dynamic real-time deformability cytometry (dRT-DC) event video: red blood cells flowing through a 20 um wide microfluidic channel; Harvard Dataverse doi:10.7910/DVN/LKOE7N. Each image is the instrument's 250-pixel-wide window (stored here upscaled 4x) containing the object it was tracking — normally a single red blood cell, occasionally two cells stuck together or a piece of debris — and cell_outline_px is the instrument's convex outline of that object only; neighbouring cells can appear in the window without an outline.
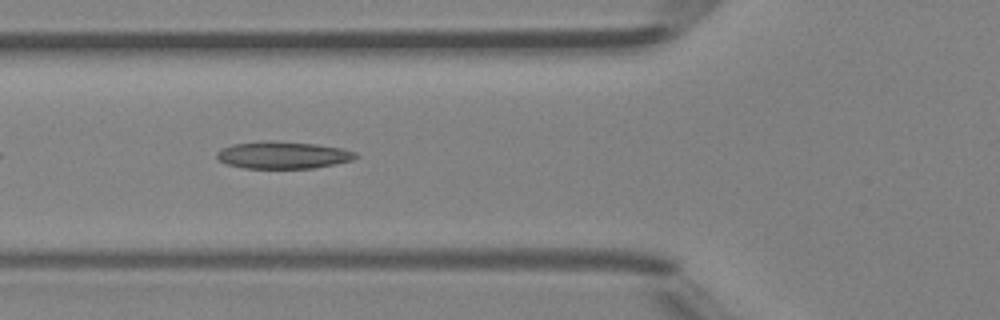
{"species": "Egyptian fruit bat (a non-hibernating species)", "species_latin": "Rousettus aegyptiacus", "temperature_condition": "room temperature", "stored_images_in_passage": 35, "camera_frame_rate_fps": 3000, "um_per_image_px": 0.085, "animal": {"sex": "female"}, "frame": {"image": 1, "passage_image": 5, "time_ms": 1.333, "image_size_px": [1000, 320], "cell_outline_px": [[360, 156], [352, 160], [312, 168], [244, 168], [228, 164], [220, 160], [216, 156], [216, 152], [232, 144], [260, 140], [272, 140], [316, 144], [344, 148], [356, 152]], "centroid_in_image_um": [24.07, 13.16], "position_along_channel_um": 101.7, "area_um2": 22.08}}
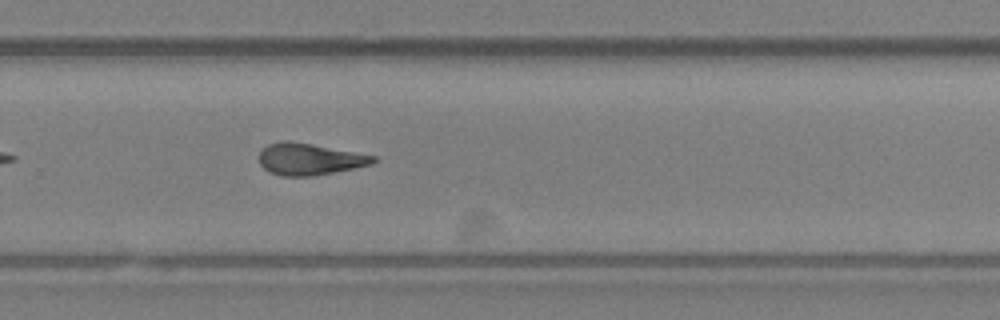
{"frame": {"image": 2, "passage_image": 19, "time_ms": 6.0, "image_size_px": [1000, 320], "cell_outline_px": [[380, 160], [372, 164], [312, 176], [284, 176], [272, 172], [264, 168], [260, 164], [260, 152], [268, 144], [284, 140], [288, 140], [312, 144], [376, 156]], "centroid_in_image_um": [26.32, 13.52], "position_along_channel_um": 303.5, "area_um2": 20.81}}
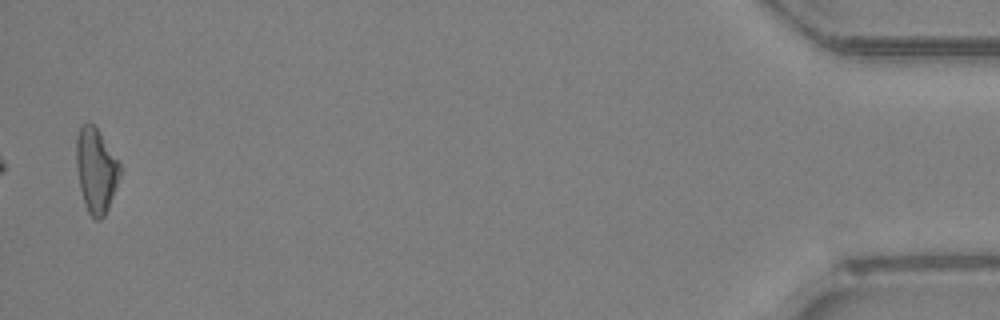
{"frame": {"image": 3, "passage_image": 34, "time_ms": 11.0, "image_size_px": [1000, 320], "cell_outline_px": [[120, 176], [108, 208], [104, 216], [100, 220], [96, 220], [88, 212], [84, 204], [80, 188], [76, 164], [76, 136], [80, 124], [88, 120], [100, 132], [120, 164]], "centroid_in_image_um": [8.14, 14.44], "position_along_channel_um": 427.1, "area_um2": 21.56}, "authors_computed_cell_mechanics": {"area_um2": 21.2126, "velocity_mm_per_s": 4.3419, "shape_relaxation_time_tau1_ms": null, "shape_relaxation_time_tau2_ms": 2.4652, "deformation_change_tau1": null, "deformation_change_tau2": 0.1225}}